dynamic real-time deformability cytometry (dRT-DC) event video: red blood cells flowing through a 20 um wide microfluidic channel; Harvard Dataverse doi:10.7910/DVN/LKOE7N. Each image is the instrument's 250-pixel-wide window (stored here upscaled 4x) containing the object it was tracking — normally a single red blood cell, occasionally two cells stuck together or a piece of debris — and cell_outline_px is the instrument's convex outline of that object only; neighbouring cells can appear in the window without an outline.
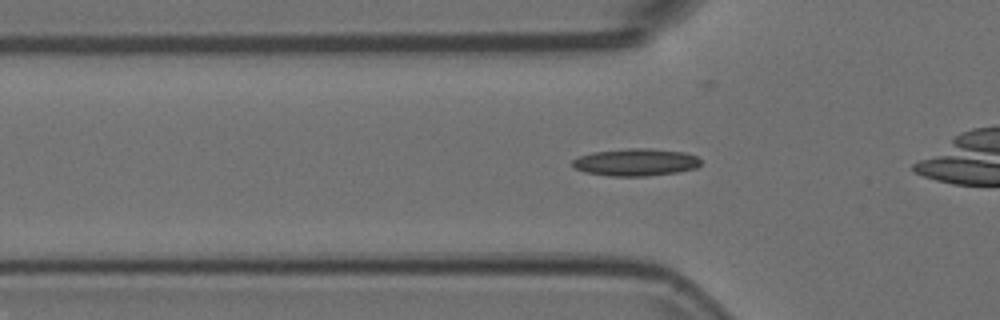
{"species": "Egyptian fruit bat (a non-hibernating species)", "species_latin": "Rousettus aegyptiacus", "temperature_condition": "room temperature", "stored_images_in_passage": 36, "camera_frame_rate_fps": 3000, "um_per_image_px": 0.085, "animal": {"sex": "female"}, "frame": {"image": 1, "passage_image": 6, "time_ms": 1.667, "image_size_px": [1000, 320], "cell_outline_px": [[700, 164], [696, 168], [676, 172], [648, 176], [608, 176], [584, 172], [576, 168], [572, 164], [572, 160], [580, 156], [592, 152], [628, 148], [652, 148], [684, 152], [696, 156], [700, 160]], "centroid_in_image_um": [54.03, 13.79], "position_along_channel_um": 71.8, "area_um2": 20.46}}
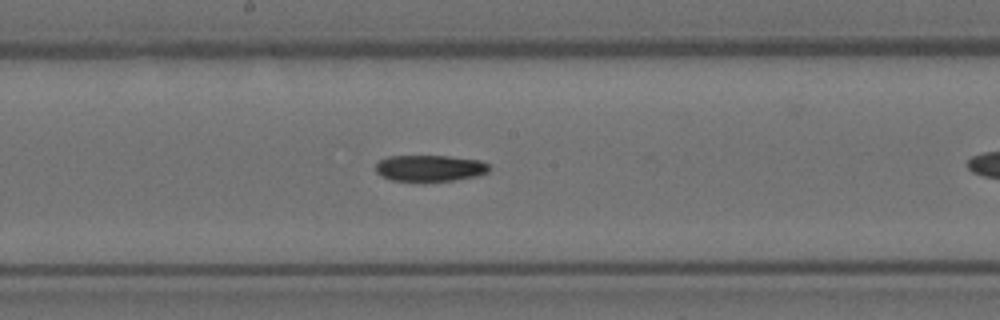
{"frame": {"image": 2, "passage_image": 17, "time_ms": 5.333, "image_size_px": [1000, 320], "cell_outline_px": [[488, 172], [476, 176], [452, 180], [424, 184], [392, 180], [380, 176], [376, 172], [376, 164], [380, 160], [388, 156], [448, 156], [480, 160], [488, 164]], "centroid_in_image_um": [36.49, 14.33], "position_along_channel_um": 211.7, "area_um2": 17.98}}
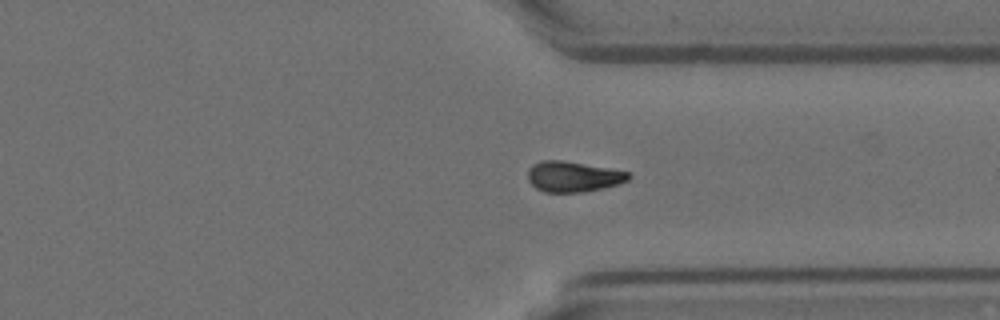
{"frame": {"image": 3, "passage_image": 29, "time_ms": 9.333, "image_size_px": [1000, 320], "cell_outline_px": [[632, 176], [628, 180], [620, 184], [604, 188], [584, 192], [544, 192], [536, 188], [528, 180], [528, 168], [532, 164], [540, 160], [564, 160], [632, 172]], "centroid_in_image_um": [48.75, 15.0], "position_along_channel_um": 362.7, "area_um2": 18.26}}